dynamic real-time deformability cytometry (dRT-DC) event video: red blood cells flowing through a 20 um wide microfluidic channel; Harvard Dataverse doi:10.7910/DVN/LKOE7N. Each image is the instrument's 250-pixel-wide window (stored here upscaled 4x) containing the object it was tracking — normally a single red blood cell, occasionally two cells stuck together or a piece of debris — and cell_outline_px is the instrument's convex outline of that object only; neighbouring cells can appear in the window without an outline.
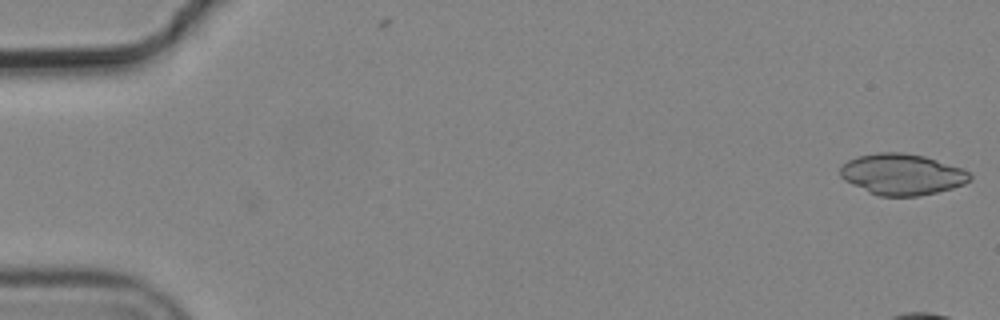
{"species": "common noctule bat (a hibernating species)", "species_latin": "Nyctalus noctula", "temperature_condition": "cold", "stored_images_in_passage": 11, "camera_frame_rate_fps": 3000, "um_per_image_px": 0.085, "animal": {"sex": "male", "body_mass_g": 19.2, "forearm_length_mm": 51.8}, "frame": {"image": 1, "passage_image": 1, "time_ms": 0.0, "image_size_px": [1000, 320], "cell_outline_px": [[972, 180], [964, 184], [952, 188], [920, 196], [880, 196], [868, 192], [844, 180], [840, 176], [840, 168], [848, 160], [860, 156], [880, 152], [904, 152], [924, 156], [960, 168], [968, 172], [972, 176]], "centroid_in_image_um": [76.67, 14.82], "position_along_channel_um": 8.3, "area_um2": 30.87}}
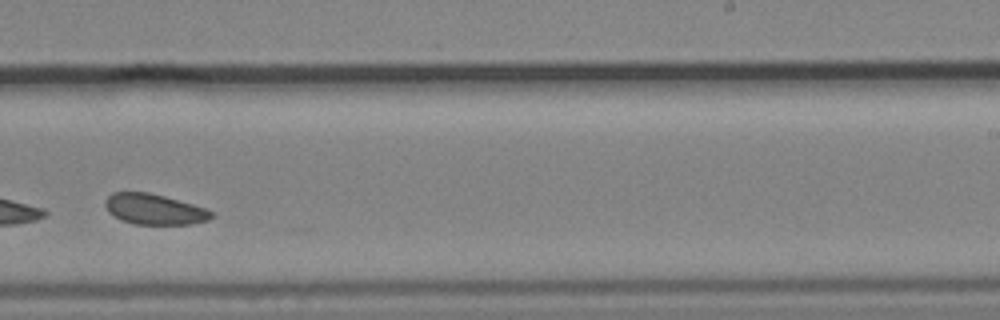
{"frame": {"image": 2, "passage_image": 11, "time_ms": 3.333, "image_size_px": [1000, 320], "cell_outline_px": [[212, 216], [208, 220], [192, 224], [132, 224], [120, 220], [108, 212], [104, 204], [104, 200], [112, 192], [148, 192], [164, 196], [192, 204], [204, 208], [212, 212]], "centroid_in_image_um": [13.05, 17.79], "position_along_channel_um": 275.9, "area_um2": 18.9}}